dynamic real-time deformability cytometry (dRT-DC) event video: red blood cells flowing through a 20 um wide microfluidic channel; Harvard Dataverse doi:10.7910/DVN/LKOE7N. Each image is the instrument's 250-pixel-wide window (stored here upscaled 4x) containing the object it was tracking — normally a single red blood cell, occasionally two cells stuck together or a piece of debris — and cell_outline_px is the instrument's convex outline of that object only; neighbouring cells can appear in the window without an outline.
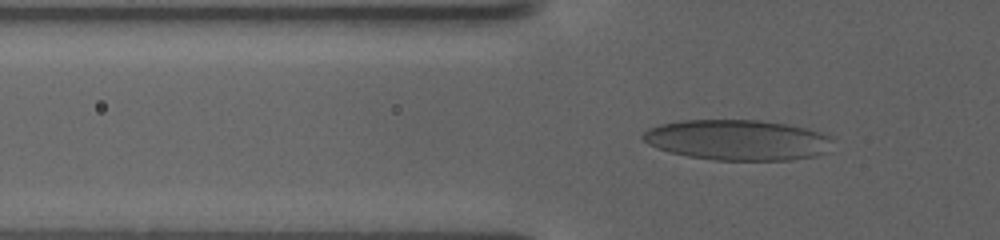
{"species": "human", "species_latin": "Homo sapiens", "temperature_condition": "warm", "stored_images_in_passage": 50, "camera_frame_rate_fps": 3000, "um_per_image_px": 0.085, "donor": {"sex": "female"}, "frame": {"image": 1, "passage_image": 4, "time_ms": 1.0, "image_size_px": [1000, 240], "cell_outline_px": [[828, 140], [824, 152], [816, 156], [788, 160], [716, 160], [688, 156], [668, 152], [656, 148], [648, 144], [640, 136], [648, 128], [660, 124], [680, 120], [760, 120], [784, 124], [804, 128], [820, 132], [828, 136]], "centroid_in_image_um": [62.57, 11.89], "position_along_channel_um": 63.2, "area_um2": 44.39}}
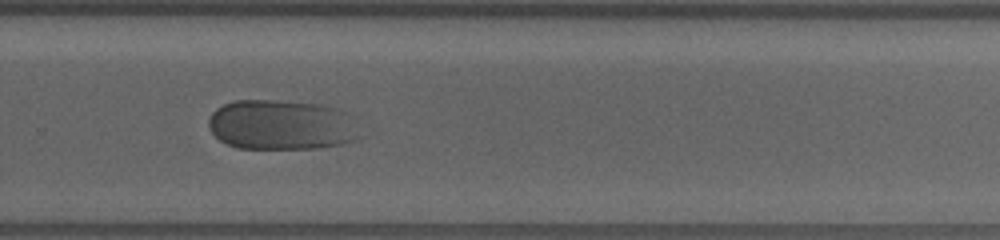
{"frame": {"image": 2, "passage_image": 30, "time_ms": 10.0, "image_size_px": [1000, 240], "cell_outline_px": [[352, 140], [344, 144], [320, 148], [236, 148], [220, 140], [212, 132], [208, 124], [208, 120], [212, 112], [216, 108], [224, 104], [236, 100], [272, 100], [320, 104], [344, 112]], "centroid_in_image_um": [23.71, 10.61], "position_along_channel_um": 306.1, "area_um2": 42.66}}
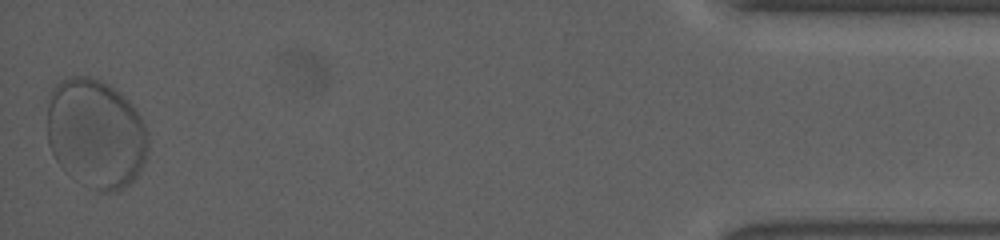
{"frame": {"image": 3, "passage_image": 50, "time_ms": 17.0, "image_size_px": [1000, 240], "cell_outline_px": [[148, 140], [144, 160], [136, 176], [124, 188], [112, 192], [100, 192], [92, 188], [68, 172], [56, 160], [48, 144], [48, 104], [52, 88], [60, 80], [72, 76], [88, 76], [100, 80], [108, 84], [120, 92], [136, 108], [144, 124]], "centroid_in_image_um": [8.14, 11.31], "position_along_channel_um": 427.1, "area_um2": 63.93}, "authors_computed_cell_mechanics": {"area_um2": 44.0147, "velocity_mm_per_s": 2.7936, "shape_relaxation_time_tau1_ms": 7.9989, "shape_relaxation_time_tau2_ms": null, "deformation_change_tau1": 0.1902, "deformation_change_tau2": null}}